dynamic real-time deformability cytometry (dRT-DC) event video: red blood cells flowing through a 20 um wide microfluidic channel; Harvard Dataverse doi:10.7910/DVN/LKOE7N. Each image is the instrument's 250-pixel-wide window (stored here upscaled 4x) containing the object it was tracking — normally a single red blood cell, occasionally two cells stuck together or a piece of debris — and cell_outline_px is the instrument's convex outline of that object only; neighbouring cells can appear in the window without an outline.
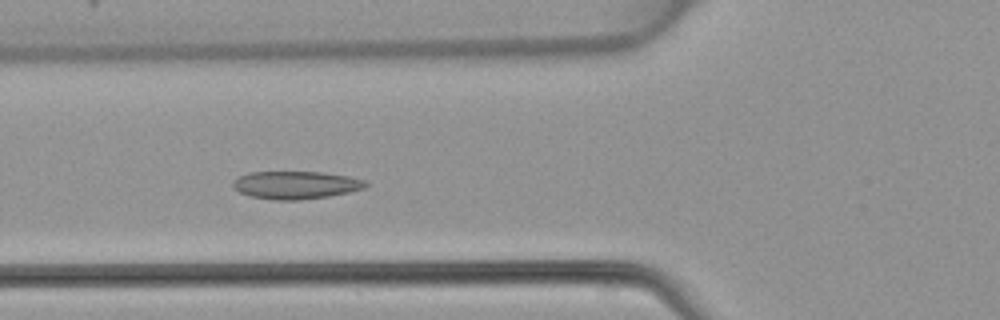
{"species": "common noctule bat (a hibernating species)", "species_latin": "Nyctalus noctula", "temperature_condition": "warm", "stored_images_in_passage": 48, "camera_frame_rate_fps": 3000, "um_per_image_px": 0.085, "animal": {"sex": "female", "body_mass_g": 22.7, "forearm_length_mm": 54.2}, "frame": {"image": 1, "passage_image": 18, "time_ms": 5.667, "image_size_px": [1000, 320], "cell_outline_px": [[368, 184], [364, 188], [348, 192], [328, 196], [300, 200], [276, 200], [252, 196], [240, 192], [232, 188], [232, 184], [240, 176], [248, 172], [324, 172], [348, 176], [368, 180]], "centroid_in_image_um": [25.17, 15.72], "position_along_channel_um": 100.6, "area_um2": 21.44}}
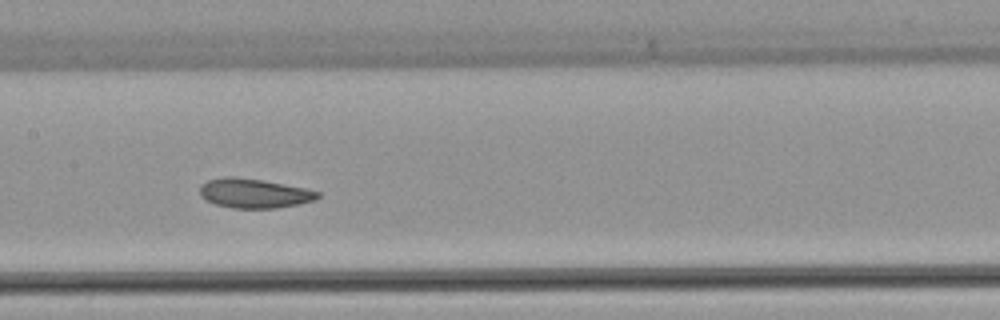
{"frame": {"image": 2, "passage_image": 24, "time_ms": 7.667, "image_size_px": [1000, 320], "cell_outline_px": [[320, 196], [316, 200], [300, 204], [276, 208], [232, 208], [216, 204], [200, 196], [200, 184], [208, 180], [224, 176], [236, 176], [260, 180], [304, 188], [320, 192]], "centroid_in_image_um": [21.59, 16.43], "position_along_channel_um": 185.8, "area_um2": 20.17}}
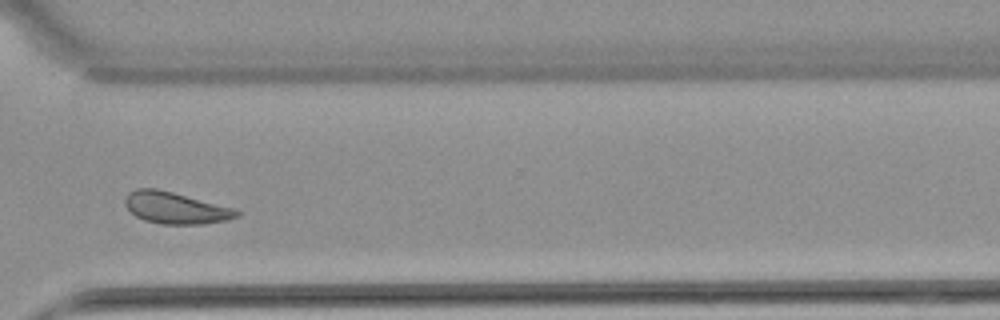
{"frame": {"image": 3, "passage_image": 36, "time_ms": 11.667, "image_size_px": [1000, 320], "cell_outline_px": [[240, 216], [228, 220], [204, 224], [160, 224], [144, 220], [136, 216], [124, 204], [124, 200], [128, 192], [136, 188], [156, 188], [236, 208], [240, 212]], "centroid_in_image_um": [14.94, 17.67], "position_along_channel_um": 355.7, "area_um2": 20.75}}